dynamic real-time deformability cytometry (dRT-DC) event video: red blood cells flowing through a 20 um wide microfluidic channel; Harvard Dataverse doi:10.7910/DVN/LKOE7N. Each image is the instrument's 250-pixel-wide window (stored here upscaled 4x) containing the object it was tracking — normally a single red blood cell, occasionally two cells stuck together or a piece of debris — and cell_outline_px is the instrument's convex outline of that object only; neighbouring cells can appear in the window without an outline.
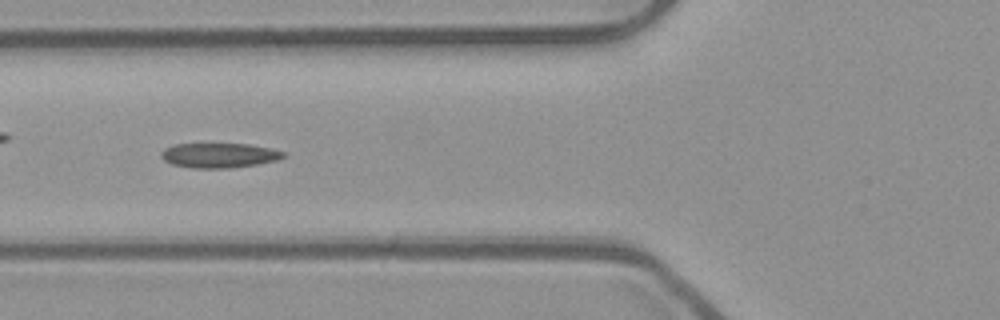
{"species": "common noctule bat (a hibernating species)", "species_latin": "Nyctalus noctula", "temperature_condition": "room temperature", "stored_images_in_passage": 54, "camera_frame_rate_fps": 3000, "um_per_image_px": 0.085, "animal": {"sex": "male", "body_mass_g": 23.1, "forearm_length_mm": 52.7}, "frame": {"image": 1, "passage_image": 20, "time_ms": 6.333, "image_size_px": [1000, 320], "cell_outline_px": [[284, 156], [276, 160], [256, 164], [228, 168], [192, 168], [172, 164], [164, 160], [160, 156], [160, 152], [164, 148], [176, 144], [248, 144], [272, 148], [284, 152]], "centroid_in_image_um": [18.59, 13.2], "position_along_channel_um": 107.2, "area_um2": 17.51}}
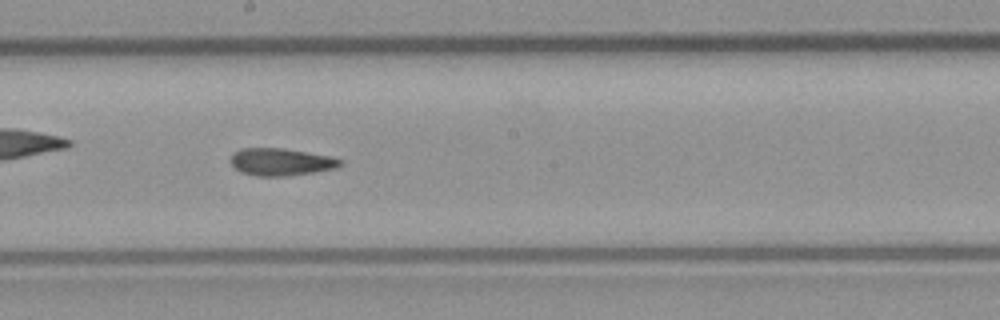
{"frame": {"image": 2, "passage_image": 29, "time_ms": 9.333, "image_size_px": [1000, 320], "cell_outline_px": [[344, 164], [336, 168], [312, 172], [284, 176], [256, 176], [240, 172], [228, 160], [232, 152], [240, 148], [284, 148], [328, 156], [344, 160]], "centroid_in_image_um": [23.84, 13.75], "position_along_channel_um": 224.4, "area_um2": 17.57}}
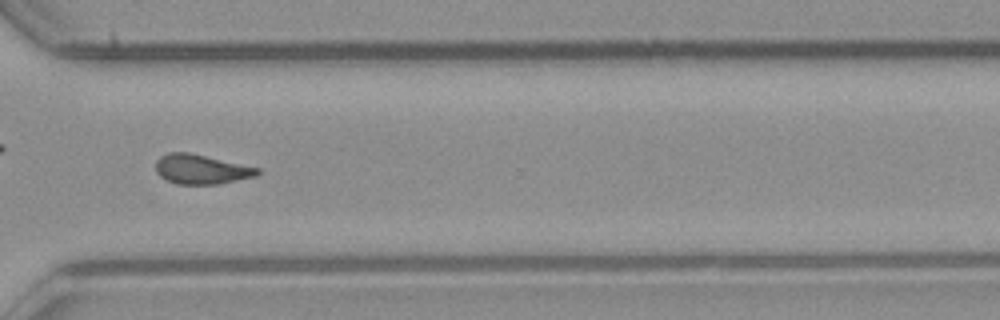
{"frame": {"image": 3, "passage_image": 39, "time_ms": 12.667, "image_size_px": [1000, 320], "cell_outline_px": [[260, 172], [256, 176], [220, 184], [176, 184], [160, 176], [156, 172], [156, 160], [160, 156], [168, 152], [188, 152], [260, 168]], "centroid_in_image_um": [17.1, 14.39], "position_along_channel_um": 353.5, "area_um2": 17.51}}